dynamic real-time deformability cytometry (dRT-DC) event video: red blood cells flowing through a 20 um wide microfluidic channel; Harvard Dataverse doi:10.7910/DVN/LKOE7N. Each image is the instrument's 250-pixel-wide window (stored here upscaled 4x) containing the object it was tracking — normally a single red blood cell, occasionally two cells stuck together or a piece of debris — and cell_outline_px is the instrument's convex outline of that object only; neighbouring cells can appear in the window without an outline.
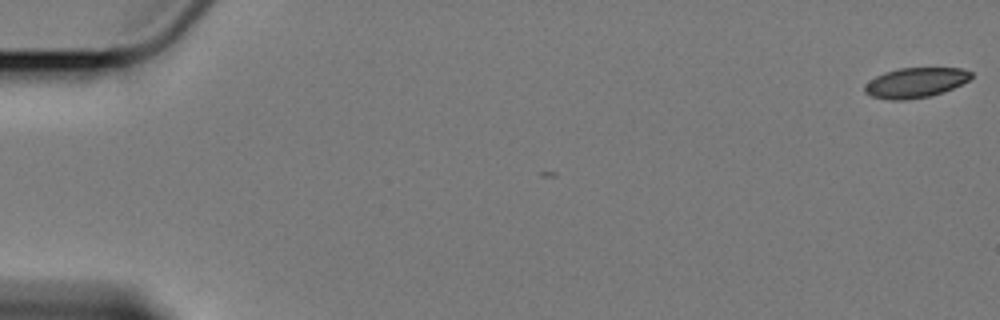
{"species": "Egyptian fruit bat (a non-hibernating species)", "species_latin": "Rousettus aegyptiacus", "temperature_condition": "cold", "stored_images_in_passage": 10, "camera_frame_rate_fps": 3000, "um_per_image_px": 0.085, "animal": {"sex": "female"}, "frame": {"image": 1, "passage_image": 1, "time_ms": 0.0, "image_size_px": [1000, 320], "cell_outline_px": [[972, 76], [968, 80], [944, 92], [928, 96], [904, 100], [888, 100], [872, 96], [864, 92], [864, 84], [868, 80], [884, 72], [900, 68], [960, 68], [972, 72]], "centroid_in_image_um": [77.77, 7.02], "position_along_channel_um": 7.2, "area_um2": 18.55}}